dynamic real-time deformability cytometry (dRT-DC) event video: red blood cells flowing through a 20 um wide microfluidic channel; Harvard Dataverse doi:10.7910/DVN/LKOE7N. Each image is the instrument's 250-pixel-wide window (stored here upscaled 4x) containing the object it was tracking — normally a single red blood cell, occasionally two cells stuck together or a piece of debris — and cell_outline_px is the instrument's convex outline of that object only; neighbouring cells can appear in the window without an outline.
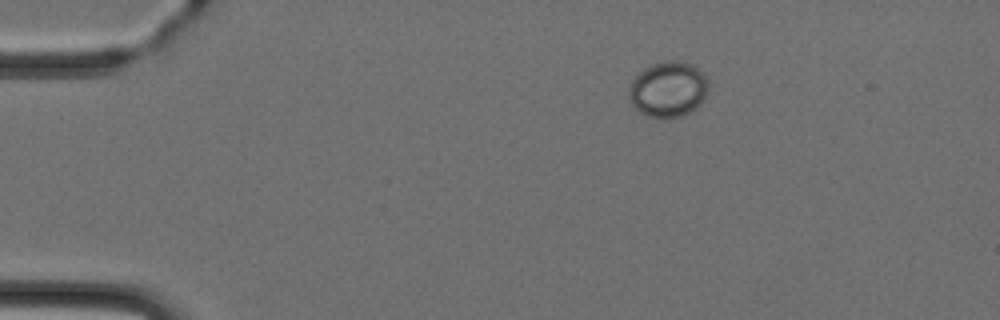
{"species": "Egyptian fruit bat (a non-hibernating species)", "species_latin": "Rousettus aegyptiacus", "temperature_condition": "cold", "stored_images_in_passage": 6, "camera_frame_rate_fps": 3000, "um_per_image_px": 0.085, "animal": {"sex": "female"}, "frame": {"image": 1, "passage_image": 3, "time_ms": 2.333, "image_size_px": [1000, 320], "cell_outline_px": [[708, 84], [704, 100], [696, 108], [684, 116], [648, 116], [640, 112], [632, 104], [628, 96], [628, 88], [632, 80], [644, 68], [652, 64], [668, 60], [676, 60], [692, 64], [704, 72], [708, 80]], "centroid_in_image_um": [56.81, 7.56], "position_along_channel_um": 28.2, "area_um2": 25.72}}